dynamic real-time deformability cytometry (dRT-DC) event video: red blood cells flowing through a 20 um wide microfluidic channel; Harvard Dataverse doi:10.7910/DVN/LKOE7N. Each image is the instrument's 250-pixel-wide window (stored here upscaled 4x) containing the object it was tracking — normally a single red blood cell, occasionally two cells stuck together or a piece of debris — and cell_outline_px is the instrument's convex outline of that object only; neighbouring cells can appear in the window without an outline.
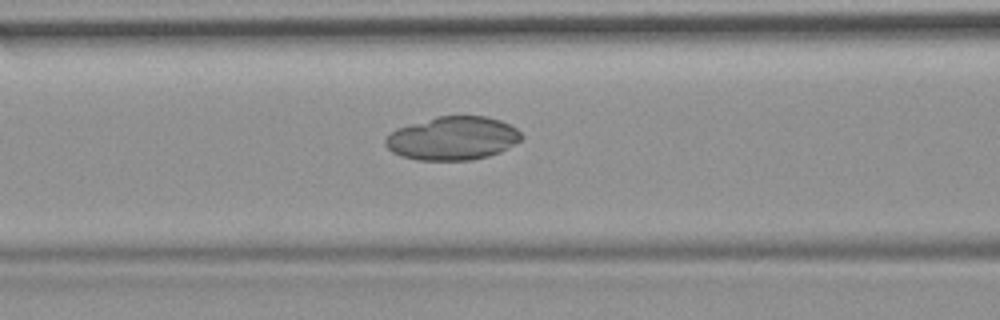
{"species": "common noctule bat (a hibernating species)", "species_latin": "Nyctalus noctula", "temperature_condition": "room temperature", "stored_images_in_passage": 46, "camera_frame_rate_fps": 3000, "um_per_image_px": 0.085, "animal": {"sex": "female", "body_mass_g": 19.9}, "frame": {"image": 1, "passage_image": 14, "time_ms": 4.333, "image_size_px": [1000, 320], "cell_outline_px": [[524, 136], [520, 140], [500, 152], [488, 156], [472, 160], [416, 160], [400, 156], [392, 152], [384, 144], [384, 140], [396, 128], [436, 116], [484, 116], [500, 120], [516, 128]], "centroid_in_image_um": [38.46, 11.76], "position_along_channel_um": 128.1, "area_um2": 34.45}}